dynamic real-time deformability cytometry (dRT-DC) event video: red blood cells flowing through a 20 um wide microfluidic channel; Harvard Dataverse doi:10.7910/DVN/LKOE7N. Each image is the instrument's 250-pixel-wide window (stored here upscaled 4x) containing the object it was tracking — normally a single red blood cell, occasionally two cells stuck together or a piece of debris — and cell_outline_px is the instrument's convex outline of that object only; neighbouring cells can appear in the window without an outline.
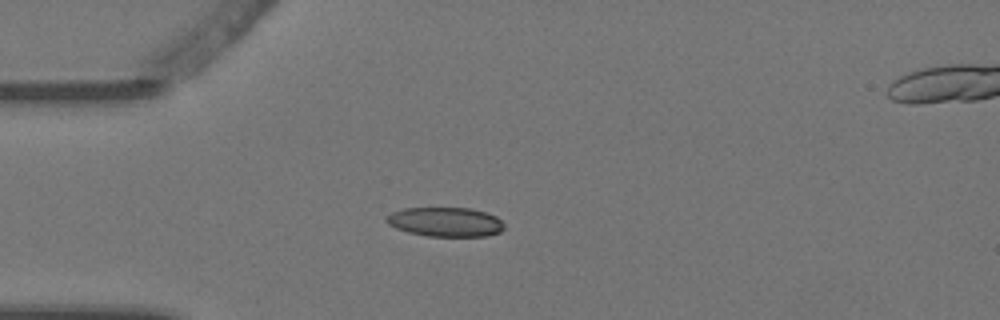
{"species": "Egyptian fruit bat (a non-hibernating species)", "species_latin": "Rousettus aegyptiacus", "temperature_condition": "warm", "stored_images_in_passage": 5, "camera_frame_rate_fps": 3000, "um_per_image_px": 0.085, "animal": {"sex": "female"}, "frame": {"image": 1, "passage_image": 4, "time_ms": 1.0, "image_size_px": [1000, 320], "cell_outline_px": [[504, 228], [500, 232], [488, 236], [428, 236], [408, 232], [396, 228], [388, 224], [384, 220], [384, 216], [392, 212], [404, 208], [468, 208], [484, 212], [496, 216], [504, 224]], "centroid_in_image_um": [37.83, 18.86], "position_along_channel_um": 47.2, "area_um2": 20.17}}